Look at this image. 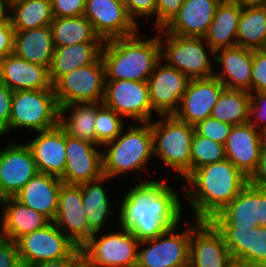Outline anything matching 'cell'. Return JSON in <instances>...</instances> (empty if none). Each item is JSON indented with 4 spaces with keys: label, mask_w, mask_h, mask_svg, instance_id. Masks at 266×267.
I'll use <instances>...</instances> for the list:
<instances>
[{
    "label": "cell",
    "mask_w": 266,
    "mask_h": 267,
    "mask_svg": "<svg viewBox=\"0 0 266 267\" xmlns=\"http://www.w3.org/2000/svg\"><path fill=\"white\" fill-rule=\"evenodd\" d=\"M99 145L66 134V164L60 177L64 184L81 185L103 176L102 150Z\"/></svg>",
    "instance_id": "obj_17"
},
{
    "label": "cell",
    "mask_w": 266,
    "mask_h": 267,
    "mask_svg": "<svg viewBox=\"0 0 266 267\" xmlns=\"http://www.w3.org/2000/svg\"><path fill=\"white\" fill-rule=\"evenodd\" d=\"M0 81L12 91L54 89L48 67L28 62L14 54L0 60Z\"/></svg>",
    "instance_id": "obj_25"
},
{
    "label": "cell",
    "mask_w": 266,
    "mask_h": 267,
    "mask_svg": "<svg viewBox=\"0 0 266 267\" xmlns=\"http://www.w3.org/2000/svg\"><path fill=\"white\" fill-rule=\"evenodd\" d=\"M159 41L161 60L168 66L178 69L189 79L214 76V51L203 37H182L160 29Z\"/></svg>",
    "instance_id": "obj_6"
},
{
    "label": "cell",
    "mask_w": 266,
    "mask_h": 267,
    "mask_svg": "<svg viewBox=\"0 0 266 267\" xmlns=\"http://www.w3.org/2000/svg\"><path fill=\"white\" fill-rule=\"evenodd\" d=\"M0 267H22L16 242L0 234Z\"/></svg>",
    "instance_id": "obj_47"
},
{
    "label": "cell",
    "mask_w": 266,
    "mask_h": 267,
    "mask_svg": "<svg viewBox=\"0 0 266 267\" xmlns=\"http://www.w3.org/2000/svg\"><path fill=\"white\" fill-rule=\"evenodd\" d=\"M233 125L208 117L194 126L195 132L220 144H225Z\"/></svg>",
    "instance_id": "obj_40"
},
{
    "label": "cell",
    "mask_w": 266,
    "mask_h": 267,
    "mask_svg": "<svg viewBox=\"0 0 266 267\" xmlns=\"http://www.w3.org/2000/svg\"><path fill=\"white\" fill-rule=\"evenodd\" d=\"M190 79L178 69L168 66L163 60L155 65L148 78L150 101L153 112L174 115L179 109L182 96Z\"/></svg>",
    "instance_id": "obj_15"
},
{
    "label": "cell",
    "mask_w": 266,
    "mask_h": 267,
    "mask_svg": "<svg viewBox=\"0 0 266 267\" xmlns=\"http://www.w3.org/2000/svg\"><path fill=\"white\" fill-rule=\"evenodd\" d=\"M102 148L105 149L102 152L104 176L114 179L128 172H147L148 162L154 157L151 123L129 125L127 130L124 128L115 140L105 143Z\"/></svg>",
    "instance_id": "obj_4"
},
{
    "label": "cell",
    "mask_w": 266,
    "mask_h": 267,
    "mask_svg": "<svg viewBox=\"0 0 266 267\" xmlns=\"http://www.w3.org/2000/svg\"><path fill=\"white\" fill-rule=\"evenodd\" d=\"M251 94L246 90L224 89L213 106L211 117L231 125L249 122Z\"/></svg>",
    "instance_id": "obj_37"
},
{
    "label": "cell",
    "mask_w": 266,
    "mask_h": 267,
    "mask_svg": "<svg viewBox=\"0 0 266 267\" xmlns=\"http://www.w3.org/2000/svg\"><path fill=\"white\" fill-rule=\"evenodd\" d=\"M0 206V234L14 242L51 222L46 216L21 204L14 197L1 199Z\"/></svg>",
    "instance_id": "obj_28"
},
{
    "label": "cell",
    "mask_w": 266,
    "mask_h": 267,
    "mask_svg": "<svg viewBox=\"0 0 266 267\" xmlns=\"http://www.w3.org/2000/svg\"><path fill=\"white\" fill-rule=\"evenodd\" d=\"M26 145L31 150L38 172L61 177L66 164V133L58 125L39 131Z\"/></svg>",
    "instance_id": "obj_21"
},
{
    "label": "cell",
    "mask_w": 266,
    "mask_h": 267,
    "mask_svg": "<svg viewBox=\"0 0 266 267\" xmlns=\"http://www.w3.org/2000/svg\"><path fill=\"white\" fill-rule=\"evenodd\" d=\"M225 159L224 144L215 142L207 137H201L194 132L191 144V172L204 165Z\"/></svg>",
    "instance_id": "obj_39"
},
{
    "label": "cell",
    "mask_w": 266,
    "mask_h": 267,
    "mask_svg": "<svg viewBox=\"0 0 266 267\" xmlns=\"http://www.w3.org/2000/svg\"><path fill=\"white\" fill-rule=\"evenodd\" d=\"M118 210L119 227L130 230L139 240L155 238L180 224L183 217L181 194L159 179H137Z\"/></svg>",
    "instance_id": "obj_1"
},
{
    "label": "cell",
    "mask_w": 266,
    "mask_h": 267,
    "mask_svg": "<svg viewBox=\"0 0 266 267\" xmlns=\"http://www.w3.org/2000/svg\"><path fill=\"white\" fill-rule=\"evenodd\" d=\"M11 1L12 0H0V23L10 21Z\"/></svg>",
    "instance_id": "obj_53"
},
{
    "label": "cell",
    "mask_w": 266,
    "mask_h": 267,
    "mask_svg": "<svg viewBox=\"0 0 266 267\" xmlns=\"http://www.w3.org/2000/svg\"><path fill=\"white\" fill-rule=\"evenodd\" d=\"M62 184L59 177L38 172L14 198L53 221L58 209V196Z\"/></svg>",
    "instance_id": "obj_27"
},
{
    "label": "cell",
    "mask_w": 266,
    "mask_h": 267,
    "mask_svg": "<svg viewBox=\"0 0 266 267\" xmlns=\"http://www.w3.org/2000/svg\"><path fill=\"white\" fill-rule=\"evenodd\" d=\"M106 83L101 56L92 64L76 68L62 76L54 85L59 107L74 103L102 102Z\"/></svg>",
    "instance_id": "obj_10"
},
{
    "label": "cell",
    "mask_w": 266,
    "mask_h": 267,
    "mask_svg": "<svg viewBox=\"0 0 266 267\" xmlns=\"http://www.w3.org/2000/svg\"><path fill=\"white\" fill-rule=\"evenodd\" d=\"M217 229L233 260L250 267H266V227Z\"/></svg>",
    "instance_id": "obj_22"
},
{
    "label": "cell",
    "mask_w": 266,
    "mask_h": 267,
    "mask_svg": "<svg viewBox=\"0 0 266 267\" xmlns=\"http://www.w3.org/2000/svg\"><path fill=\"white\" fill-rule=\"evenodd\" d=\"M73 257L74 256H68L57 260L43 261L30 267H68V263Z\"/></svg>",
    "instance_id": "obj_51"
},
{
    "label": "cell",
    "mask_w": 266,
    "mask_h": 267,
    "mask_svg": "<svg viewBox=\"0 0 266 267\" xmlns=\"http://www.w3.org/2000/svg\"><path fill=\"white\" fill-rule=\"evenodd\" d=\"M260 187L249 182L240 193L210 221L216 228L260 226Z\"/></svg>",
    "instance_id": "obj_24"
},
{
    "label": "cell",
    "mask_w": 266,
    "mask_h": 267,
    "mask_svg": "<svg viewBox=\"0 0 266 267\" xmlns=\"http://www.w3.org/2000/svg\"><path fill=\"white\" fill-rule=\"evenodd\" d=\"M54 50L50 26L14 33L13 54L28 62L50 69Z\"/></svg>",
    "instance_id": "obj_29"
},
{
    "label": "cell",
    "mask_w": 266,
    "mask_h": 267,
    "mask_svg": "<svg viewBox=\"0 0 266 267\" xmlns=\"http://www.w3.org/2000/svg\"><path fill=\"white\" fill-rule=\"evenodd\" d=\"M128 15L140 26L138 19L156 17L157 0H125Z\"/></svg>",
    "instance_id": "obj_44"
},
{
    "label": "cell",
    "mask_w": 266,
    "mask_h": 267,
    "mask_svg": "<svg viewBox=\"0 0 266 267\" xmlns=\"http://www.w3.org/2000/svg\"><path fill=\"white\" fill-rule=\"evenodd\" d=\"M16 245L22 267L75 256L81 250L53 221L41 229L23 235L16 241Z\"/></svg>",
    "instance_id": "obj_11"
},
{
    "label": "cell",
    "mask_w": 266,
    "mask_h": 267,
    "mask_svg": "<svg viewBox=\"0 0 266 267\" xmlns=\"http://www.w3.org/2000/svg\"><path fill=\"white\" fill-rule=\"evenodd\" d=\"M119 229L101 236L95 233L81 247L96 267H137L140 241L130 230Z\"/></svg>",
    "instance_id": "obj_8"
},
{
    "label": "cell",
    "mask_w": 266,
    "mask_h": 267,
    "mask_svg": "<svg viewBox=\"0 0 266 267\" xmlns=\"http://www.w3.org/2000/svg\"><path fill=\"white\" fill-rule=\"evenodd\" d=\"M82 204V186L63 183L53 222L78 248H81L93 235L88 227L87 216L83 213Z\"/></svg>",
    "instance_id": "obj_18"
},
{
    "label": "cell",
    "mask_w": 266,
    "mask_h": 267,
    "mask_svg": "<svg viewBox=\"0 0 266 267\" xmlns=\"http://www.w3.org/2000/svg\"><path fill=\"white\" fill-rule=\"evenodd\" d=\"M236 46L250 50L266 49V5L242 6Z\"/></svg>",
    "instance_id": "obj_34"
},
{
    "label": "cell",
    "mask_w": 266,
    "mask_h": 267,
    "mask_svg": "<svg viewBox=\"0 0 266 267\" xmlns=\"http://www.w3.org/2000/svg\"><path fill=\"white\" fill-rule=\"evenodd\" d=\"M262 144V131L250 122L234 125L224 144L226 159L249 179L257 169Z\"/></svg>",
    "instance_id": "obj_20"
},
{
    "label": "cell",
    "mask_w": 266,
    "mask_h": 267,
    "mask_svg": "<svg viewBox=\"0 0 266 267\" xmlns=\"http://www.w3.org/2000/svg\"><path fill=\"white\" fill-rule=\"evenodd\" d=\"M102 103L135 123L153 120L147 81L106 80Z\"/></svg>",
    "instance_id": "obj_12"
},
{
    "label": "cell",
    "mask_w": 266,
    "mask_h": 267,
    "mask_svg": "<svg viewBox=\"0 0 266 267\" xmlns=\"http://www.w3.org/2000/svg\"><path fill=\"white\" fill-rule=\"evenodd\" d=\"M263 143H266V127L262 130Z\"/></svg>",
    "instance_id": "obj_56"
},
{
    "label": "cell",
    "mask_w": 266,
    "mask_h": 267,
    "mask_svg": "<svg viewBox=\"0 0 266 267\" xmlns=\"http://www.w3.org/2000/svg\"><path fill=\"white\" fill-rule=\"evenodd\" d=\"M226 267H250V266L246 265L242 261L232 259Z\"/></svg>",
    "instance_id": "obj_55"
},
{
    "label": "cell",
    "mask_w": 266,
    "mask_h": 267,
    "mask_svg": "<svg viewBox=\"0 0 266 267\" xmlns=\"http://www.w3.org/2000/svg\"><path fill=\"white\" fill-rule=\"evenodd\" d=\"M50 0H12L10 22L14 31L49 26L53 20Z\"/></svg>",
    "instance_id": "obj_36"
},
{
    "label": "cell",
    "mask_w": 266,
    "mask_h": 267,
    "mask_svg": "<svg viewBox=\"0 0 266 267\" xmlns=\"http://www.w3.org/2000/svg\"><path fill=\"white\" fill-rule=\"evenodd\" d=\"M189 267H226L232 260L223 235L210 220H191Z\"/></svg>",
    "instance_id": "obj_13"
},
{
    "label": "cell",
    "mask_w": 266,
    "mask_h": 267,
    "mask_svg": "<svg viewBox=\"0 0 266 267\" xmlns=\"http://www.w3.org/2000/svg\"><path fill=\"white\" fill-rule=\"evenodd\" d=\"M248 182L257 187L266 188V143L262 144L257 169Z\"/></svg>",
    "instance_id": "obj_49"
},
{
    "label": "cell",
    "mask_w": 266,
    "mask_h": 267,
    "mask_svg": "<svg viewBox=\"0 0 266 267\" xmlns=\"http://www.w3.org/2000/svg\"><path fill=\"white\" fill-rule=\"evenodd\" d=\"M266 92V49L253 50L251 93Z\"/></svg>",
    "instance_id": "obj_41"
},
{
    "label": "cell",
    "mask_w": 266,
    "mask_h": 267,
    "mask_svg": "<svg viewBox=\"0 0 266 267\" xmlns=\"http://www.w3.org/2000/svg\"><path fill=\"white\" fill-rule=\"evenodd\" d=\"M24 143L10 141L0 150V200L14 197L38 173L31 150Z\"/></svg>",
    "instance_id": "obj_16"
},
{
    "label": "cell",
    "mask_w": 266,
    "mask_h": 267,
    "mask_svg": "<svg viewBox=\"0 0 266 267\" xmlns=\"http://www.w3.org/2000/svg\"><path fill=\"white\" fill-rule=\"evenodd\" d=\"M152 121L154 156L174 171L176 179H185L191 173L194 126L175 115H160L159 119Z\"/></svg>",
    "instance_id": "obj_5"
},
{
    "label": "cell",
    "mask_w": 266,
    "mask_h": 267,
    "mask_svg": "<svg viewBox=\"0 0 266 267\" xmlns=\"http://www.w3.org/2000/svg\"><path fill=\"white\" fill-rule=\"evenodd\" d=\"M110 179L103 175L97 180L81 184L83 213L87 216L88 227L93 234L101 233L109 216L118 215L116 211L111 210V200L104 185Z\"/></svg>",
    "instance_id": "obj_32"
},
{
    "label": "cell",
    "mask_w": 266,
    "mask_h": 267,
    "mask_svg": "<svg viewBox=\"0 0 266 267\" xmlns=\"http://www.w3.org/2000/svg\"><path fill=\"white\" fill-rule=\"evenodd\" d=\"M185 0H157L155 31L164 29L177 15Z\"/></svg>",
    "instance_id": "obj_42"
},
{
    "label": "cell",
    "mask_w": 266,
    "mask_h": 267,
    "mask_svg": "<svg viewBox=\"0 0 266 267\" xmlns=\"http://www.w3.org/2000/svg\"><path fill=\"white\" fill-rule=\"evenodd\" d=\"M14 28L11 22L0 23V60L13 54Z\"/></svg>",
    "instance_id": "obj_48"
},
{
    "label": "cell",
    "mask_w": 266,
    "mask_h": 267,
    "mask_svg": "<svg viewBox=\"0 0 266 267\" xmlns=\"http://www.w3.org/2000/svg\"><path fill=\"white\" fill-rule=\"evenodd\" d=\"M84 16L103 41L134 35L141 28L116 0H86Z\"/></svg>",
    "instance_id": "obj_14"
},
{
    "label": "cell",
    "mask_w": 266,
    "mask_h": 267,
    "mask_svg": "<svg viewBox=\"0 0 266 267\" xmlns=\"http://www.w3.org/2000/svg\"><path fill=\"white\" fill-rule=\"evenodd\" d=\"M178 226L140 241L137 267H189L191 227L177 232Z\"/></svg>",
    "instance_id": "obj_9"
},
{
    "label": "cell",
    "mask_w": 266,
    "mask_h": 267,
    "mask_svg": "<svg viewBox=\"0 0 266 267\" xmlns=\"http://www.w3.org/2000/svg\"><path fill=\"white\" fill-rule=\"evenodd\" d=\"M222 0H185L177 15L163 29L182 37H204Z\"/></svg>",
    "instance_id": "obj_26"
},
{
    "label": "cell",
    "mask_w": 266,
    "mask_h": 267,
    "mask_svg": "<svg viewBox=\"0 0 266 267\" xmlns=\"http://www.w3.org/2000/svg\"><path fill=\"white\" fill-rule=\"evenodd\" d=\"M68 267H96L80 250L68 263Z\"/></svg>",
    "instance_id": "obj_50"
},
{
    "label": "cell",
    "mask_w": 266,
    "mask_h": 267,
    "mask_svg": "<svg viewBox=\"0 0 266 267\" xmlns=\"http://www.w3.org/2000/svg\"><path fill=\"white\" fill-rule=\"evenodd\" d=\"M13 92L0 81V136L2 137L9 132Z\"/></svg>",
    "instance_id": "obj_46"
},
{
    "label": "cell",
    "mask_w": 266,
    "mask_h": 267,
    "mask_svg": "<svg viewBox=\"0 0 266 267\" xmlns=\"http://www.w3.org/2000/svg\"><path fill=\"white\" fill-rule=\"evenodd\" d=\"M125 120L111 108L98 102L95 119L96 144L100 147L105 143L115 140L124 129Z\"/></svg>",
    "instance_id": "obj_38"
},
{
    "label": "cell",
    "mask_w": 266,
    "mask_h": 267,
    "mask_svg": "<svg viewBox=\"0 0 266 267\" xmlns=\"http://www.w3.org/2000/svg\"><path fill=\"white\" fill-rule=\"evenodd\" d=\"M59 105L54 89L13 92L9 132L17 129L45 131L59 125Z\"/></svg>",
    "instance_id": "obj_7"
},
{
    "label": "cell",
    "mask_w": 266,
    "mask_h": 267,
    "mask_svg": "<svg viewBox=\"0 0 266 267\" xmlns=\"http://www.w3.org/2000/svg\"><path fill=\"white\" fill-rule=\"evenodd\" d=\"M101 58L106 80L148 81L161 59L159 30L148 39L137 32L104 41Z\"/></svg>",
    "instance_id": "obj_3"
},
{
    "label": "cell",
    "mask_w": 266,
    "mask_h": 267,
    "mask_svg": "<svg viewBox=\"0 0 266 267\" xmlns=\"http://www.w3.org/2000/svg\"><path fill=\"white\" fill-rule=\"evenodd\" d=\"M241 12L242 6L233 0H222L218 5L213 21L203 37L213 51L236 46Z\"/></svg>",
    "instance_id": "obj_30"
},
{
    "label": "cell",
    "mask_w": 266,
    "mask_h": 267,
    "mask_svg": "<svg viewBox=\"0 0 266 267\" xmlns=\"http://www.w3.org/2000/svg\"><path fill=\"white\" fill-rule=\"evenodd\" d=\"M260 227H266V188L260 187Z\"/></svg>",
    "instance_id": "obj_52"
},
{
    "label": "cell",
    "mask_w": 266,
    "mask_h": 267,
    "mask_svg": "<svg viewBox=\"0 0 266 267\" xmlns=\"http://www.w3.org/2000/svg\"><path fill=\"white\" fill-rule=\"evenodd\" d=\"M214 63L220 71L214 70V76L226 89L246 90L251 93V72L253 50L239 46L221 48L214 51Z\"/></svg>",
    "instance_id": "obj_23"
},
{
    "label": "cell",
    "mask_w": 266,
    "mask_h": 267,
    "mask_svg": "<svg viewBox=\"0 0 266 267\" xmlns=\"http://www.w3.org/2000/svg\"><path fill=\"white\" fill-rule=\"evenodd\" d=\"M98 103H74L59 108V126L70 137L96 144Z\"/></svg>",
    "instance_id": "obj_33"
},
{
    "label": "cell",
    "mask_w": 266,
    "mask_h": 267,
    "mask_svg": "<svg viewBox=\"0 0 266 267\" xmlns=\"http://www.w3.org/2000/svg\"><path fill=\"white\" fill-rule=\"evenodd\" d=\"M49 26L55 47L86 42H104L95 33L91 22L84 15L54 17Z\"/></svg>",
    "instance_id": "obj_35"
},
{
    "label": "cell",
    "mask_w": 266,
    "mask_h": 267,
    "mask_svg": "<svg viewBox=\"0 0 266 267\" xmlns=\"http://www.w3.org/2000/svg\"><path fill=\"white\" fill-rule=\"evenodd\" d=\"M53 17L84 15L86 0H50Z\"/></svg>",
    "instance_id": "obj_45"
},
{
    "label": "cell",
    "mask_w": 266,
    "mask_h": 267,
    "mask_svg": "<svg viewBox=\"0 0 266 267\" xmlns=\"http://www.w3.org/2000/svg\"><path fill=\"white\" fill-rule=\"evenodd\" d=\"M224 89V84L215 76L190 79L174 115L189 125H197L211 116L213 106Z\"/></svg>",
    "instance_id": "obj_19"
},
{
    "label": "cell",
    "mask_w": 266,
    "mask_h": 267,
    "mask_svg": "<svg viewBox=\"0 0 266 267\" xmlns=\"http://www.w3.org/2000/svg\"><path fill=\"white\" fill-rule=\"evenodd\" d=\"M104 42H86L55 47L50 67V79L54 85L62 76L76 68L94 63L100 56Z\"/></svg>",
    "instance_id": "obj_31"
},
{
    "label": "cell",
    "mask_w": 266,
    "mask_h": 267,
    "mask_svg": "<svg viewBox=\"0 0 266 267\" xmlns=\"http://www.w3.org/2000/svg\"><path fill=\"white\" fill-rule=\"evenodd\" d=\"M241 6L266 5V0H233Z\"/></svg>",
    "instance_id": "obj_54"
},
{
    "label": "cell",
    "mask_w": 266,
    "mask_h": 267,
    "mask_svg": "<svg viewBox=\"0 0 266 267\" xmlns=\"http://www.w3.org/2000/svg\"><path fill=\"white\" fill-rule=\"evenodd\" d=\"M116 1H119V2H121V3H125V0H116Z\"/></svg>",
    "instance_id": "obj_57"
},
{
    "label": "cell",
    "mask_w": 266,
    "mask_h": 267,
    "mask_svg": "<svg viewBox=\"0 0 266 267\" xmlns=\"http://www.w3.org/2000/svg\"><path fill=\"white\" fill-rule=\"evenodd\" d=\"M251 94L249 122L262 131L266 127V92Z\"/></svg>",
    "instance_id": "obj_43"
},
{
    "label": "cell",
    "mask_w": 266,
    "mask_h": 267,
    "mask_svg": "<svg viewBox=\"0 0 266 267\" xmlns=\"http://www.w3.org/2000/svg\"><path fill=\"white\" fill-rule=\"evenodd\" d=\"M181 186L196 220H211L248 183V178L228 159L193 170Z\"/></svg>",
    "instance_id": "obj_2"
}]
</instances>
